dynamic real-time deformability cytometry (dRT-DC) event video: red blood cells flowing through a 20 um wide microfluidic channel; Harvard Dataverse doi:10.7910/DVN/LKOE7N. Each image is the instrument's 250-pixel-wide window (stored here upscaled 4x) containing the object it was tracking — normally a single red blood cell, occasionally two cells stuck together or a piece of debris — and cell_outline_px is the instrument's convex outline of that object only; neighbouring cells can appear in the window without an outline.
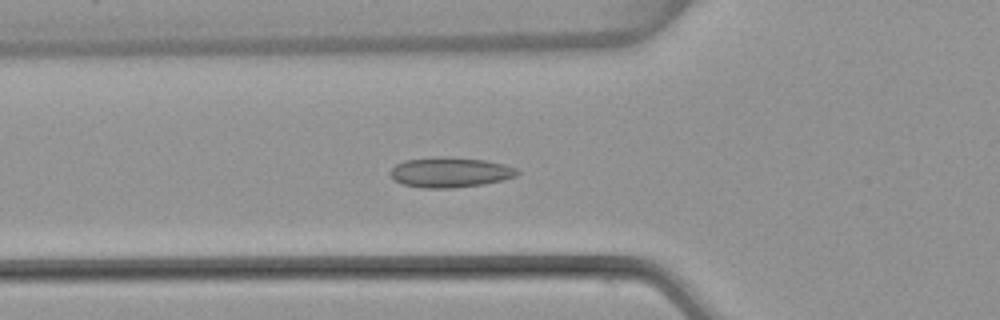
{"species": "common noctule bat (a hibernating species)", "species_latin": "Nyctalus noctula", "temperature_condition": "warm", "stored_images_in_passage": 53, "camera_frame_rate_fps": 3000, "um_per_image_px": 0.085, "animal": {"sex": "female", "body_mass_g": 22.7, "forearm_length_mm": 54.2}, "frame": {"image": 1, "passage_image": 19, "time_ms": 6.0, "image_size_px": [1000, 320], "cell_outline_px": [[520, 172], [516, 176], [504, 180], [484, 184], [448, 188], [424, 188], [404, 184], [396, 180], [388, 172], [396, 164], [404, 160], [444, 156], [484, 160], [504, 164], [516, 168]], "centroid_in_image_um": [38.28, 14.64], "position_along_channel_um": 87.5, "area_um2": 22.2}}
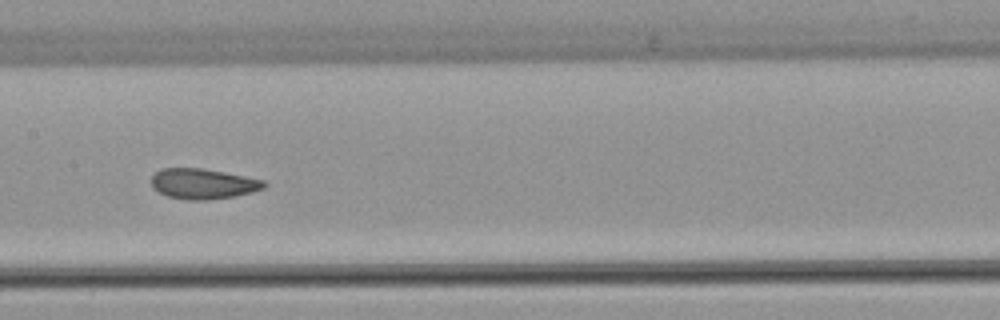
{"frame": {"image": 2, "passage_image": 27, "time_ms": 8.667, "image_size_px": [1000, 320], "cell_outline_px": [[268, 184], [264, 188], [252, 192], [236, 196], [204, 200], [188, 200], [168, 196], [152, 188], [152, 176], [160, 168], [204, 168], [264, 180]], "centroid_in_image_um": [17.27, 15.61], "position_along_channel_um": 190.1, "area_um2": 19.94}}
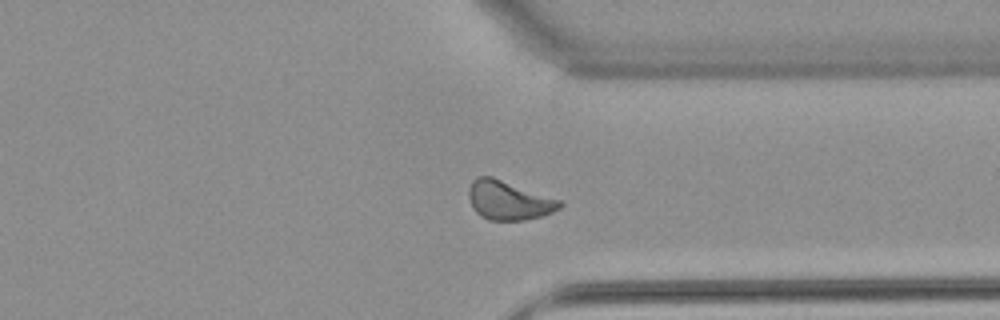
{"frame": {"image": 3, "passage_image": 41, "time_ms": 13.333, "image_size_px": [1000, 320], "cell_outline_px": [[564, 204], [560, 208], [552, 212], [540, 216], [524, 220], [488, 220], [480, 216], [472, 208], [468, 196], [468, 188], [472, 180], [476, 176], [492, 176], [560, 200]], "centroid_in_image_um": [43.19, 17.02], "position_along_channel_um": 368.2, "area_um2": 20.75}, "authors_computed_cell_mechanics": {"area_um2": 20.6346, "velocity_mm_per_s": 3.8288, "shape_relaxation_time_tau1_ms": 8.5097, "shape_relaxation_time_tau2_ms": 2.1923, "deformation_change_tau1": 0.1538, "deformation_change_tau2": 0.0669}}